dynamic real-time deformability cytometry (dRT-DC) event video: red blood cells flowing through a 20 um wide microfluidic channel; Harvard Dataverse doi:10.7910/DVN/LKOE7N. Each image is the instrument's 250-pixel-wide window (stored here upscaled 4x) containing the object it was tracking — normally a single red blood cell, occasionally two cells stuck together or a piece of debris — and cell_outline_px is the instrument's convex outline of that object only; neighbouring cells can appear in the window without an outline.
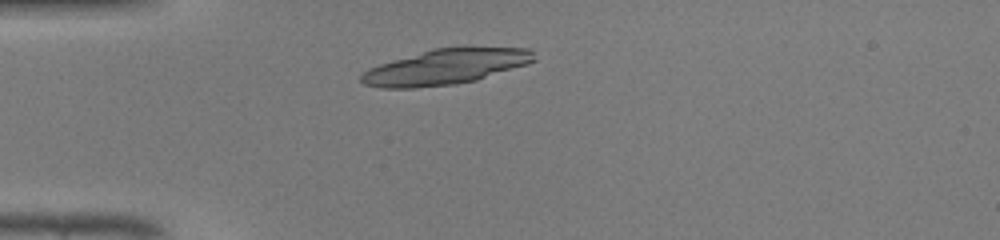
{"species": "common noctule bat (a hibernating species)", "species_latin": "Nyctalus noctula", "temperature_condition": "warm", "stored_images_in_passage": 31, "camera_frame_rate_fps": 3000, "um_per_image_px": 0.085, "animal": {"sex": "male", "body_mass_g": 19.0, "forearm_length_mm": 50.8}, "frame": {"image": 1, "passage_image": 1, "time_ms": 0.0, "image_size_px": [1000, 240], "cell_outline_px": [[536, 60], [528, 64], [476, 80], [456, 84], [416, 88], [380, 88], [364, 84], [360, 80], [360, 76], [368, 68], [380, 64], [432, 48], [528, 48], [532, 52]], "centroid_in_image_um": [37.85, 5.7], "position_along_channel_um": 47.2, "area_um2": 35.26}}
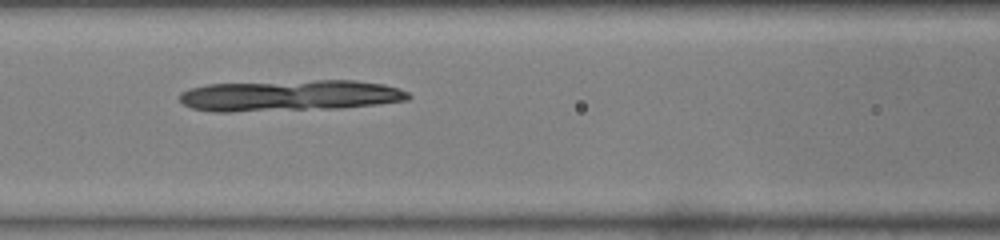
{"frame": {"image": 2, "passage_image": 9, "time_ms": 2.667, "image_size_px": [1000, 240], "cell_outline_px": [[412, 96], [408, 100], [376, 104], [340, 108], [232, 112], [212, 112], [192, 108], [184, 104], [180, 100], [180, 92], [192, 88], [208, 84], [312, 80], [356, 80], [384, 84], [400, 88], [408, 92]], "centroid_in_image_um": [24.65, 8.12], "position_along_channel_um": 141.9, "area_um2": 41.73}}
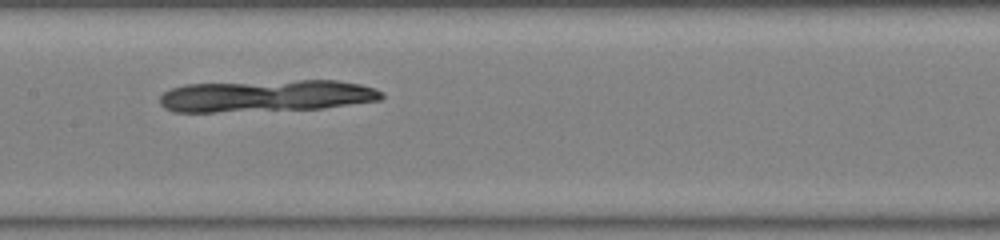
{"frame": {"image": 3, "passage_image": 12, "time_ms": 3.667, "image_size_px": [1000, 240], "cell_outline_px": [[384, 96], [380, 100], [324, 108], [212, 112], [172, 112], [164, 108], [160, 104], [160, 96], [164, 92], [172, 88], [184, 84], [300, 80], [336, 80], [360, 84], [376, 88], [384, 92]], "centroid_in_image_um": [22.64, 8.14], "position_along_channel_um": 184.8, "area_um2": 41.44}}